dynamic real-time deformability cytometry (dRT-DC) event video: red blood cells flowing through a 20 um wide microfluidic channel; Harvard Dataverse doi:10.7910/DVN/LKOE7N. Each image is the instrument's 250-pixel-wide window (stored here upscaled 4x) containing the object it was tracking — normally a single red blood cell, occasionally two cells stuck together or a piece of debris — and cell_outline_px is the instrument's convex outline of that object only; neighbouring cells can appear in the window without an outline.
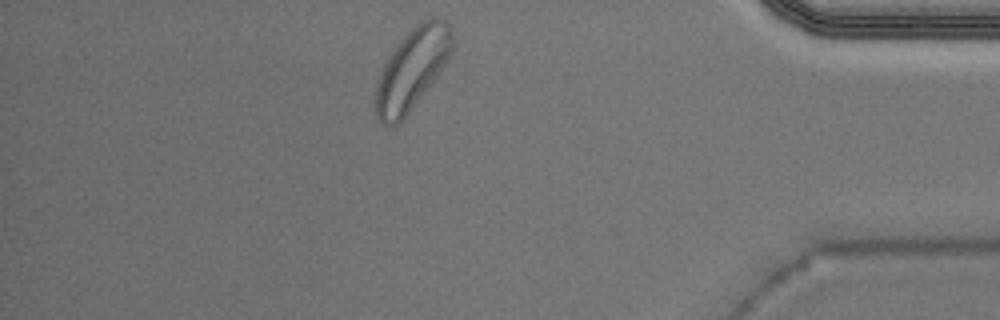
{"species": "Egyptian fruit bat (a non-hibernating species)", "species_latin": "Rousettus aegyptiacus", "temperature_condition": "warm", "stored_images_in_passage": 41, "camera_frame_rate_fps": 3000, "um_per_image_px": 0.085, "animal": {"sex": "male"}, "frame": {"image": 1, "passage_image": 35, "time_ms": 11.333, "image_size_px": [1000, 320], "cell_outline_px": [[452, 48], [444, 64], [436, 76], [404, 120], [396, 124], [380, 124], [376, 116], [372, 104], [372, 96], [376, 84], [384, 64], [392, 52], [404, 36], [416, 24], [428, 16], [436, 16], [444, 20], [452, 28]], "centroid_in_image_um": [34.97, 5.9], "position_along_channel_um": 400.2, "area_um2": 36.24}, "authors_computed_cell_mechanics": {"area_um2": 23.3512, "velocity_mm_per_s": 3.908, "shape_relaxation_time_tau1_ms": null, "shape_relaxation_time_tau2_ms": 2.286, "deformation_change_tau1": null, "deformation_change_tau2": 0.0836}}